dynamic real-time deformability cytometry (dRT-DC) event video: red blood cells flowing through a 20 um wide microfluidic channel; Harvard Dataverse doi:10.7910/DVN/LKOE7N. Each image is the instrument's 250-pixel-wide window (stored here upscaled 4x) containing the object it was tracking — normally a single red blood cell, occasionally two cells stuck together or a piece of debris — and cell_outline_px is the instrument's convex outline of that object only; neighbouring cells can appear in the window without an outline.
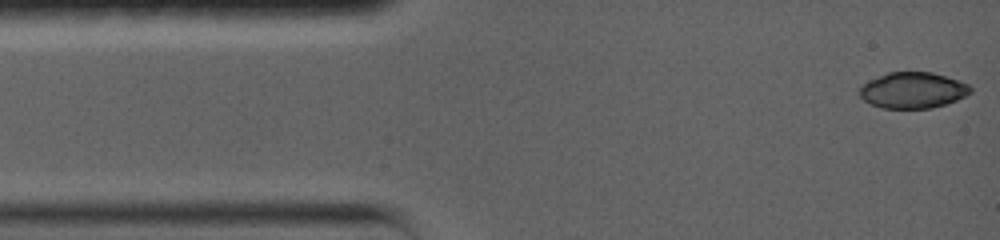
{"species": "common noctule bat (a hibernating species)", "species_latin": "Nyctalus noctula", "temperature_condition": "warm", "stored_images_in_passage": 9, "camera_frame_rate_fps": 5000, "um_per_image_px": 0.085, "animal": {"sex": "female", "body_mass_g": 19.0, "forearm_length_mm": 56.7}, "frame": {"image": 1, "passage_image": 1, "time_ms": 0.0, "image_size_px": [1000, 240], "cell_outline_px": [[972, 92], [956, 100], [932, 108], [884, 108], [872, 104], [864, 100], [860, 96], [860, 88], [868, 80], [888, 72], [932, 72], [968, 84], [972, 88]], "centroid_in_image_um": [77.58, 7.67], "position_along_channel_um": 7.4, "area_um2": 23.0}}
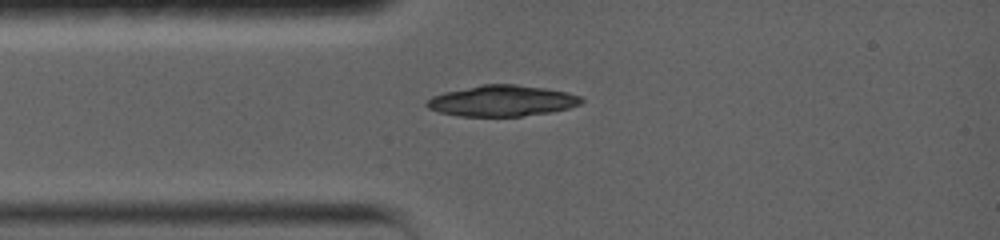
{"frame": {"image": 2, "passage_image": 9, "time_ms": 2.8, "image_size_px": [1000, 240], "cell_outline_px": [[584, 100], [580, 104], [568, 108], [548, 112], [520, 116], [460, 116], [440, 112], [428, 108], [424, 104], [432, 96], [444, 92], [484, 84], [516, 84], [544, 88], [568, 92], [580, 96]], "centroid_in_image_um": [42.67, 8.56], "position_along_channel_um": 42.3, "area_um2": 27.69}}